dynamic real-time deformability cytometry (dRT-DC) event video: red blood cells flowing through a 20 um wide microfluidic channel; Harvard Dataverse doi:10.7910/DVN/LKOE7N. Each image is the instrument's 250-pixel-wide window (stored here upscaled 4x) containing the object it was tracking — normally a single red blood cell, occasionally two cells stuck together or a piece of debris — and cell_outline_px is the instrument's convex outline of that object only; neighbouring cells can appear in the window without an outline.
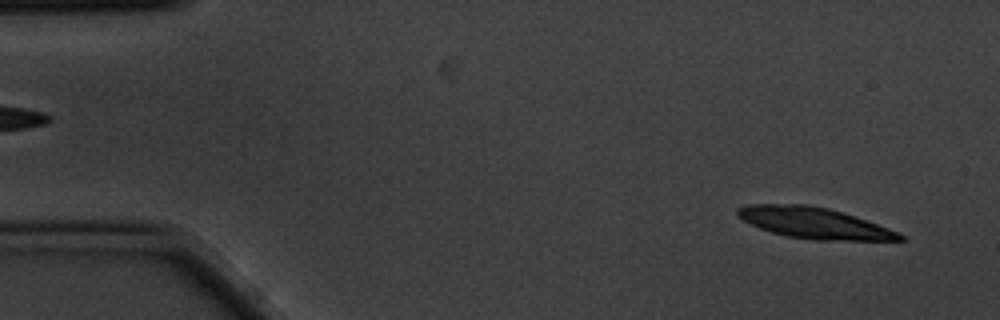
{"species": "common noctule bat (a hibernating species)", "species_latin": "Nyctalus noctula", "temperature_condition": "cold", "stored_images_in_passage": 4, "camera_frame_rate_fps": 3000, "um_per_image_px": 0.085, "animal": {"sex": "male", "body_mass_g": 20.1, "forearm_length_mm": 53.5}, "frame": {"image": 1, "passage_image": 1, "time_ms": 0.0, "image_size_px": [1000, 320], "cell_outline_px": [[904, 240], [816, 240], [784, 236], [760, 228], [736, 216], [736, 208], [748, 204], [808, 204], [828, 208], [900, 232], [904, 236]], "centroid_in_image_um": [69.15, 18.95], "position_along_channel_um": 15.9, "area_um2": 29.07}}